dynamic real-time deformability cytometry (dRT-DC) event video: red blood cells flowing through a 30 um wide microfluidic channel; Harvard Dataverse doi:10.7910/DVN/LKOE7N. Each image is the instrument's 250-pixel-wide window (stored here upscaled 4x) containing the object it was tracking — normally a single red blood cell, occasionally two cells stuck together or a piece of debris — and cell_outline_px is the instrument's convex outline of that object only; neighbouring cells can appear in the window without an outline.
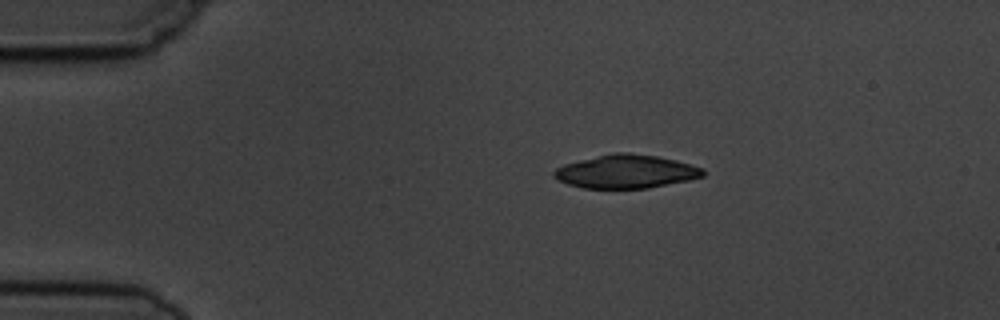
{"species": "common noctule bat (a hibernating species)", "species_latin": "Nyctalus noctula", "temperature_condition": "cold", "stored_images_in_passage": 12, "camera_frame_rate_fps": 3000, "um_per_image_px": 0.085, "animal": {"sex": "male", "body_mass_g": 19.5, "forearm_length_mm": 54.6}, "frame": {"image": 1, "passage_image": 1, "time_ms": 0.0, "image_size_px": [1000, 320], "cell_outline_px": [[704, 176], [688, 180], [648, 188], [584, 188], [568, 184], [552, 176], [552, 172], [556, 168], [564, 164], [612, 152], [628, 152], [656, 156], [676, 160], [704, 168]], "centroid_in_image_um": [53.21, 14.57], "position_along_channel_um": 31.8, "area_um2": 28.96}}
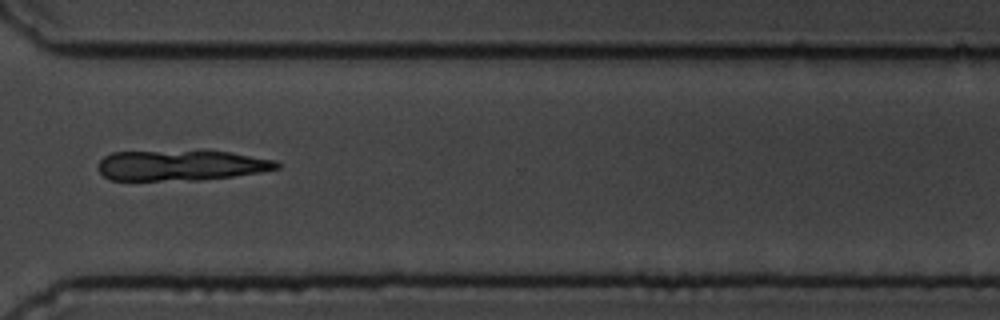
{"frame": {"image": 2, "passage_image": 9, "time_ms": 10.0, "image_size_px": [1000, 320], "cell_outline_px": [[280, 168], [260, 172], [232, 176], [200, 180], [108, 180], [100, 172], [100, 160], [104, 156], [112, 152], [228, 152], [276, 160], [280, 164]], "centroid_in_image_um": [15.39, 14.07], "position_along_channel_um": 355.2, "area_um2": 31.1}}